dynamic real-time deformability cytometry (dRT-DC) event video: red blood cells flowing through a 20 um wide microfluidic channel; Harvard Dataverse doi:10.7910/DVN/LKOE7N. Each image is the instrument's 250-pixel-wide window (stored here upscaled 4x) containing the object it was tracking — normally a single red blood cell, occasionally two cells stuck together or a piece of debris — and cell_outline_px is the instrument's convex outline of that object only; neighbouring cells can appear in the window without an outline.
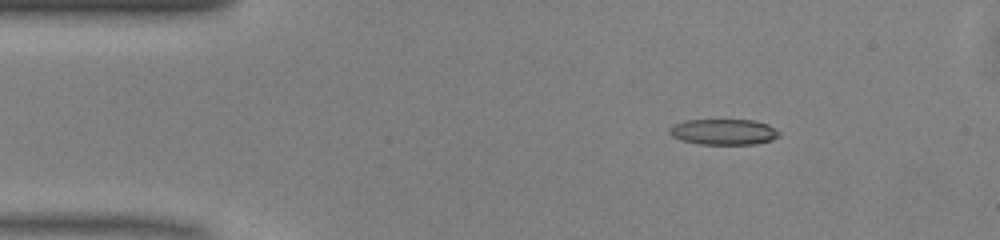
{"species": "common noctule bat (a hibernating species)", "species_latin": "Nyctalus noctula", "temperature_condition": "warm", "stored_images_in_passage": 48, "camera_frame_rate_fps": 3000, "um_per_image_px": 0.085, "animal": {"sex": "male", "body_mass_g": 13.0, "forearm_length_mm": 53.1}, "frame": {"image": 1, "passage_image": 6, "time_ms": 1.667, "image_size_px": [1000, 240], "cell_outline_px": [[780, 136], [772, 140], [756, 144], [700, 144], [680, 140], [672, 136], [668, 132], [668, 128], [672, 124], [684, 120], [756, 120], [768, 124], [780, 132]], "centroid_in_image_um": [61.49, 11.2], "position_along_channel_um": 23.5, "area_um2": 16.7}}
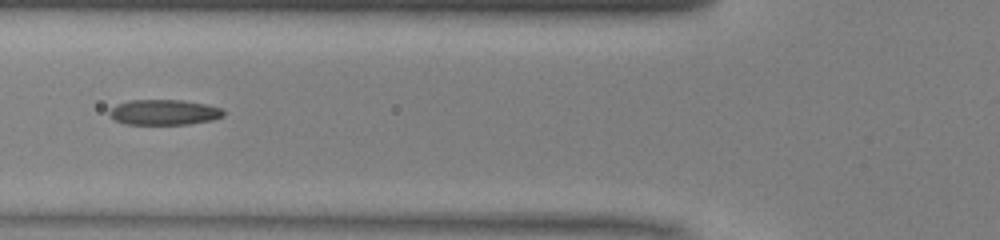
{"frame": {"image": 2, "passage_image": 17, "time_ms": 5.333, "image_size_px": [1000, 240], "cell_outline_px": [[224, 116], [212, 120], [188, 124], [124, 124], [108, 116], [108, 112], [116, 104], [128, 100], [184, 100], [208, 104], [224, 108]], "centroid_in_image_um": [13.96, 9.53], "position_along_channel_um": 111.8, "area_um2": 17.11}}
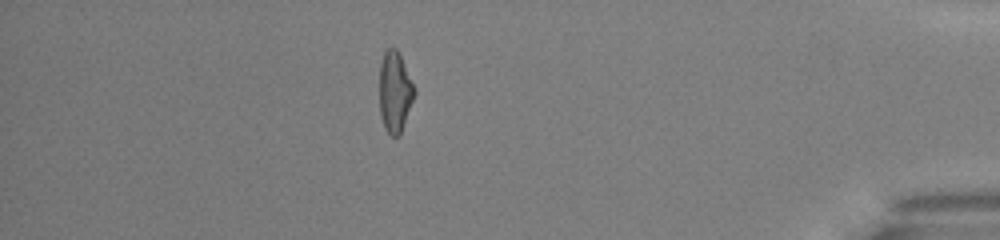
{"frame": {"image": 3, "passage_image": 42, "time_ms": 13.667, "image_size_px": [1000, 240], "cell_outline_px": [[416, 92], [400, 136], [392, 136], [384, 128], [380, 116], [380, 64], [384, 52], [388, 48], [396, 48], [400, 52], [416, 88]], "centroid_in_image_um": [33.58, 7.79], "position_along_channel_um": 401.6, "area_um2": 16.76}, "authors_computed_cell_mechanics": {"area_um2": 17.0221, "velocity_mm_per_s": 4.0969, "shape_relaxation_time_tau1_ms": null, "shape_relaxation_time_tau2_ms": 3.0288, "deformation_change_tau1": null, "deformation_change_tau2": 0.1303}}